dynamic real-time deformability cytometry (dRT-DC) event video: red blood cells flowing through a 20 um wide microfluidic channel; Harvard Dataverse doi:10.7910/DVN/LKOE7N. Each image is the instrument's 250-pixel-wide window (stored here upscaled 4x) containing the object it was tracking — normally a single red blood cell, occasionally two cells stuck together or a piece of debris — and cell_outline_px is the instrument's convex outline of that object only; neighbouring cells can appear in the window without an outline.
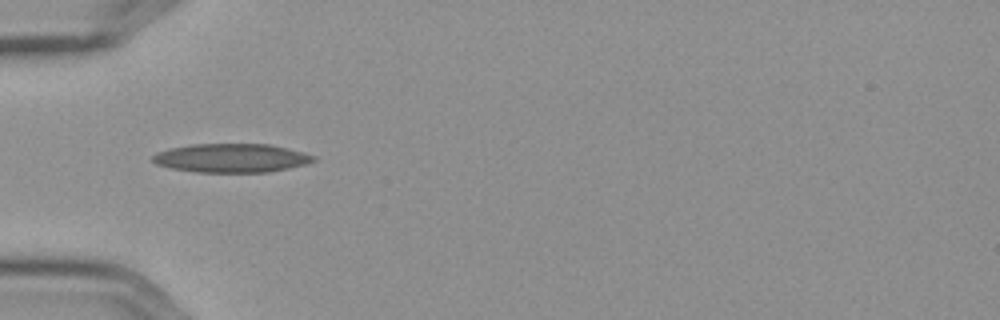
{"species": "Egyptian fruit bat (a non-hibernating species)", "species_latin": "Rousettus aegyptiacus", "temperature_condition": "cold", "stored_images_in_passage": 6, "camera_frame_rate_fps": 3000, "um_per_image_px": 0.085, "frame": {"image": 1, "passage_image": 5, "time_ms": 1.333, "image_size_px": [1000, 320], "cell_outline_px": [[316, 160], [308, 164], [268, 172], [196, 172], [172, 168], [156, 164], [152, 160], [152, 156], [156, 152], [172, 148], [192, 144], [268, 144], [304, 152], [316, 156]], "centroid_in_image_um": [19.69, 13.43], "position_along_channel_um": 65.3, "area_um2": 26.93}}
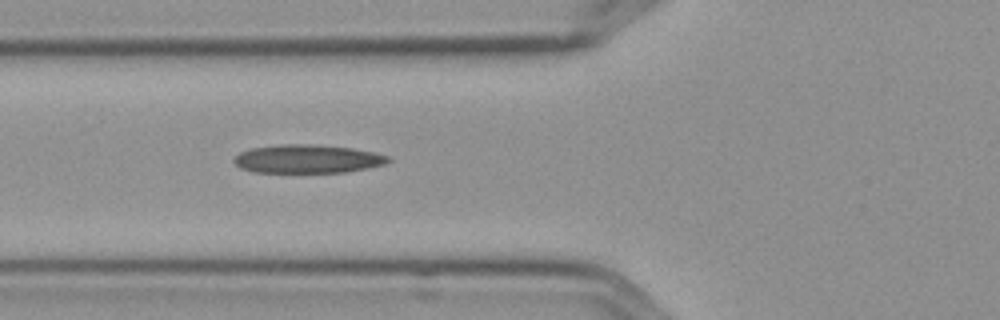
{"frame": {"image": 2, "passage_image": 6, "time_ms": 1.667, "image_size_px": [1000, 320], "cell_outline_px": [[392, 160], [384, 164], [368, 168], [348, 172], [252, 172], [240, 168], [232, 160], [240, 152], [252, 148], [280, 144], [312, 144], [352, 148], [376, 152], [388, 156]], "centroid_in_image_um": [26.15, 13.5], "position_along_channel_um": 99.6, "area_um2": 25.66}}